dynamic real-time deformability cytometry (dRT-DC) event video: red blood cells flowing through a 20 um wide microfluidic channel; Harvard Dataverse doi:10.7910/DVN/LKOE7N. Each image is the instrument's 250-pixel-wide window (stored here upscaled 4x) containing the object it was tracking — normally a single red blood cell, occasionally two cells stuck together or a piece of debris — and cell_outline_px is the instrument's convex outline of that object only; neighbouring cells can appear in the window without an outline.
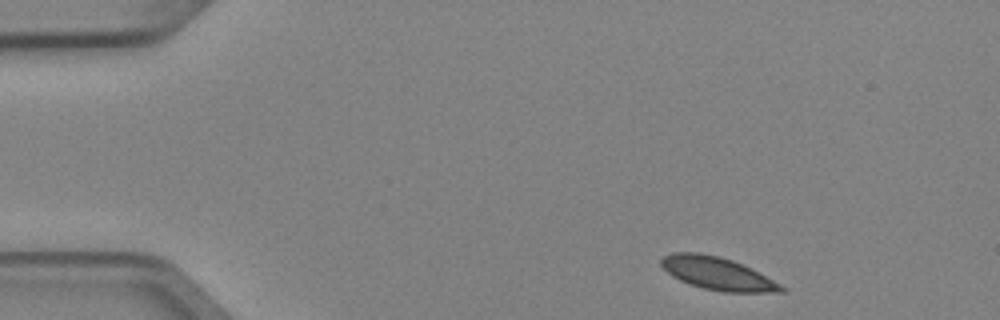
{"species": "Egyptian fruit bat (a non-hibernating species)", "species_latin": "Rousettus aegyptiacus", "temperature_condition": "cold", "stored_images_in_passage": 4, "camera_frame_rate_fps": 3000, "um_per_image_px": 0.085, "animal": {"sex": "female"}, "frame": {"image": 1, "passage_image": 1, "time_ms": 0.0, "image_size_px": [1000, 320], "cell_outline_px": [[788, 288], [784, 292], [724, 292], [704, 288], [680, 280], [672, 276], [660, 264], [660, 260], [664, 256], [672, 252], [700, 252], [732, 260]], "centroid_in_image_um": [60.95, 23.24], "position_along_channel_um": 24.0, "area_um2": 22.43}}
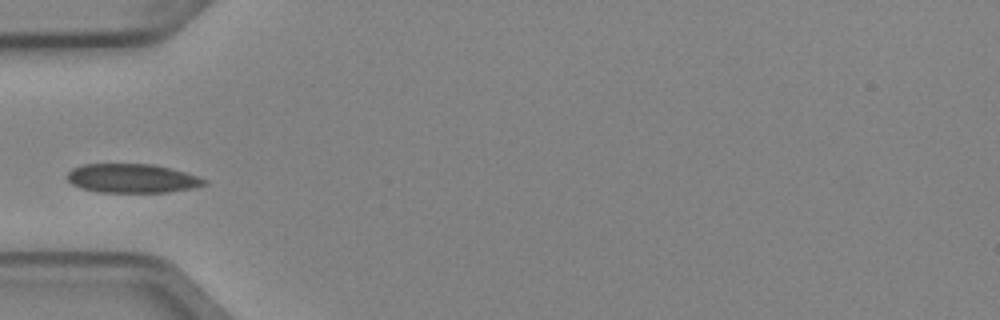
{"frame": {"image": 2, "passage_image": 4, "time_ms": 1.0, "image_size_px": [1000, 320], "cell_outline_px": [[208, 184], [192, 188], [168, 192], [96, 192], [80, 188], [72, 184], [64, 176], [72, 168], [80, 164], [156, 164], [172, 168], [208, 180]], "centroid_in_image_um": [11.2, 15.15], "position_along_channel_um": 73.8, "area_um2": 23.41}}